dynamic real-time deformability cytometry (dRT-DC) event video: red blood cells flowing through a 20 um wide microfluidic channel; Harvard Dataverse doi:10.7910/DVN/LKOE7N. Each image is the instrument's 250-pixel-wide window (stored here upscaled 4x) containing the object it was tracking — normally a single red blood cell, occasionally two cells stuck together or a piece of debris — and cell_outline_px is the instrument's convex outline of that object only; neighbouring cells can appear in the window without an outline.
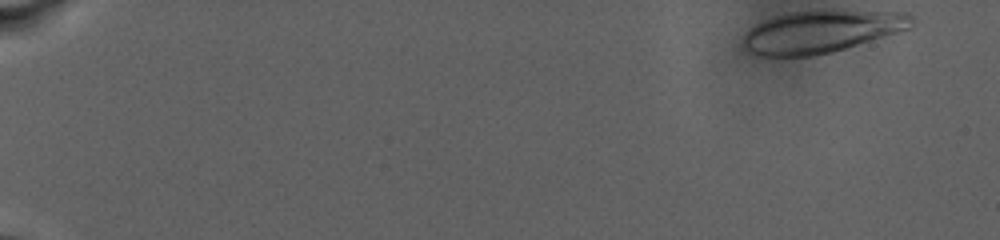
{"species": "human", "species_latin": "Homo sapiens", "temperature_condition": "warm", "stored_images_in_passage": 40, "camera_frame_rate_fps": 3000, "um_per_image_px": 0.085, "donor": {"sex": "male"}, "frame": {"image": 1, "passage_image": 1, "time_ms": 0.0, "image_size_px": [1000, 240], "cell_outline_px": [[912, 24], [908, 28], [896, 32], [832, 52], [812, 56], [760, 56], [748, 52], [744, 48], [744, 36], [756, 24], [772, 16], [788, 12], [908, 12], [912, 16]], "centroid_in_image_um": [69.74, 2.71], "position_along_channel_um": 15.3, "area_um2": 40.4}}